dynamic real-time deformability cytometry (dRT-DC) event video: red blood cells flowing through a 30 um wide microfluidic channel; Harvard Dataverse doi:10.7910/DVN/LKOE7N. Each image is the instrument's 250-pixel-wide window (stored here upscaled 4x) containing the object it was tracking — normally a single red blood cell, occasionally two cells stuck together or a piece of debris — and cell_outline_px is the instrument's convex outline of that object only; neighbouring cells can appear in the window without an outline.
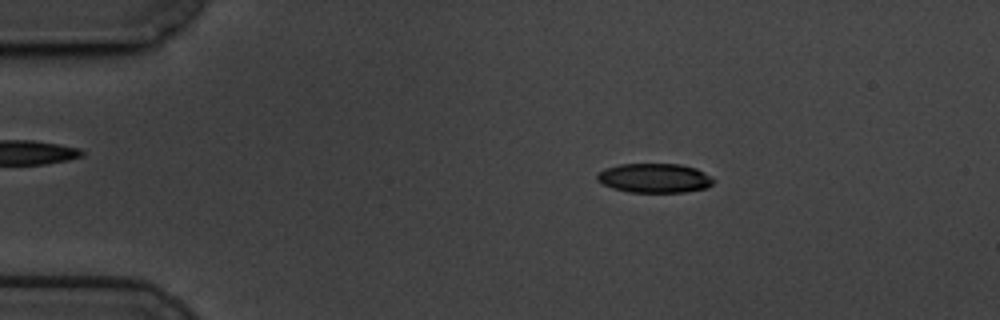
{"species": "common noctule bat (a hibernating species)", "species_latin": "Nyctalus noctula", "temperature_condition": "cold", "stored_images_in_passage": 58, "camera_frame_rate_fps": 3000, "um_per_image_px": 0.085, "animal": {"sex": "male", "body_mass_g": 19.5, "forearm_length_mm": 54.6}, "frame": {"image": 1, "passage_image": 10, "time_ms": 3.0, "image_size_px": [1000, 320], "cell_outline_px": [[716, 180], [708, 188], [684, 192], [628, 192], [612, 188], [596, 180], [596, 176], [604, 168], [620, 164], [680, 164], [696, 168], [712, 176]], "centroid_in_image_um": [55.66, 15.14], "position_along_channel_um": 29.3, "area_um2": 20.06}}
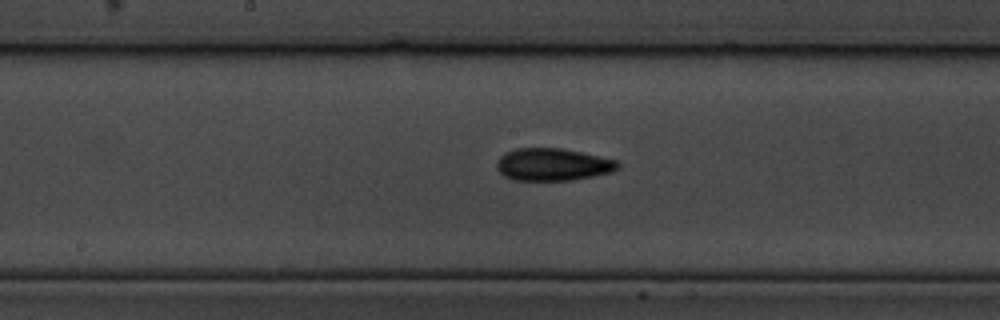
{"frame": {"image": 2, "passage_image": 30, "time_ms": 9.667, "image_size_px": [1000, 320], "cell_outline_px": [[620, 168], [612, 172], [572, 180], [512, 180], [504, 176], [496, 168], [496, 160], [504, 152], [516, 148], [564, 148], [616, 160], [620, 164]], "centroid_in_image_um": [46.96, 13.98], "position_along_channel_um": 201.2, "area_um2": 23.06}}
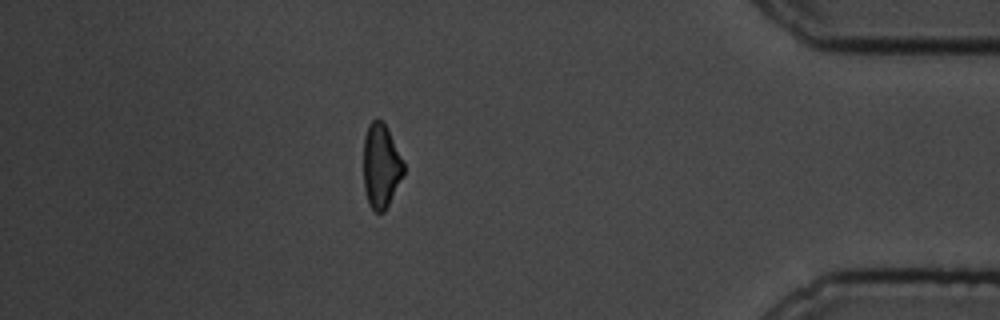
{"frame": {"image": 3, "passage_image": 51, "time_ms": 16.667, "image_size_px": [1000, 320], "cell_outline_px": [[404, 172], [384, 212], [376, 212], [368, 204], [364, 188], [364, 136], [368, 124], [376, 116], [388, 128], [404, 160]], "centroid_in_image_um": [32.38, 14.05], "position_along_channel_um": 402.8, "area_um2": 19.77}, "authors_computed_cell_mechanics": {"area_um2": 21.097, "velocity_mm_per_s": 3.4437, "shape_relaxation_time_tau1_ms": 4.3058, "shape_relaxation_time_tau2_ms": 3.4167, "deformation_change_tau1": 0.176, "deformation_change_tau2": 0.1126}}